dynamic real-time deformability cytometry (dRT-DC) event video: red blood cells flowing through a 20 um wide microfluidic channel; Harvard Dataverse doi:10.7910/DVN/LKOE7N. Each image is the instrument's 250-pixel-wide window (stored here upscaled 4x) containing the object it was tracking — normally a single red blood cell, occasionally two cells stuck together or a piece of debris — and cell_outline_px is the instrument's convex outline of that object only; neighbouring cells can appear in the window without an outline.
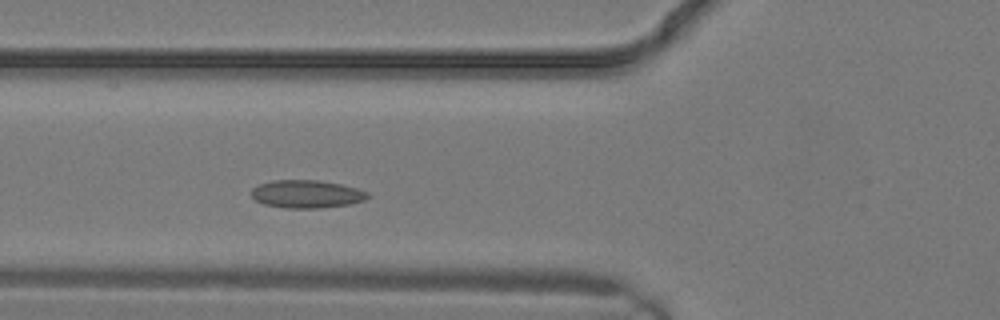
{"species": "common noctule bat (a hibernating species)", "species_latin": "Nyctalus noctula", "temperature_condition": "warm", "stored_images_in_passage": 7, "camera_frame_rate_fps": 3000, "um_per_image_px": 0.085, "animal": {"sex": "male", "body_mass_g": 19.2, "forearm_length_mm": 51.8}, "frame": {"image": 1, "passage_image": 7, "time_ms": 2.0, "image_size_px": [1000, 320], "cell_outline_px": [[368, 196], [364, 200], [348, 204], [320, 208], [284, 208], [264, 204], [256, 200], [252, 196], [252, 188], [260, 184], [272, 180], [316, 180], [340, 184], [356, 188], [368, 192]], "centroid_in_image_um": [26.04, 16.49], "position_along_channel_um": 99.8, "area_um2": 18.73}}